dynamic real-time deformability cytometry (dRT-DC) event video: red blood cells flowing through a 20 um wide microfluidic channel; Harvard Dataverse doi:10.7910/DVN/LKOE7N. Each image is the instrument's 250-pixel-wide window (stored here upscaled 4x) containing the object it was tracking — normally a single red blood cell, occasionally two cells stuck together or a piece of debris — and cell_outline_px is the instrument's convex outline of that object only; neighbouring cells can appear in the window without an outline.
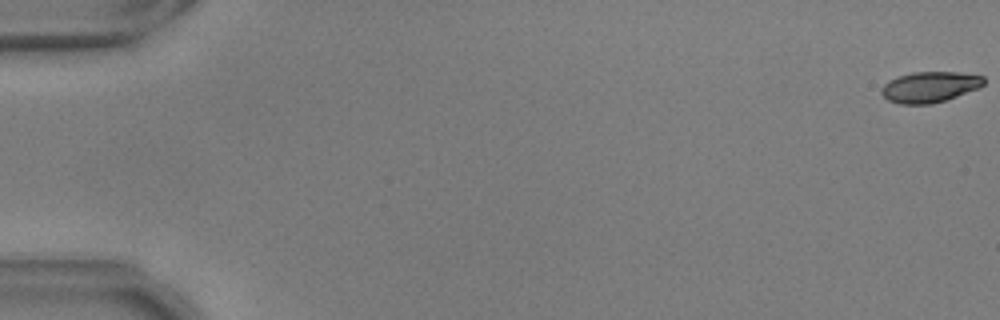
{"species": "common noctule bat (a hibernating species)", "species_latin": "Nyctalus noctula", "temperature_condition": "warm", "stored_images_in_passage": 56, "camera_frame_rate_fps": 3000, "um_per_image_px": 0.085, "animal": {"sex": "male", "body_mass_g": 17.9, "forearm_length_mm": 54.2}, "frame": {"image": 1, "passage_image": 1, "time_ms": 0.0, "image_size_px": [1000, 320], "cell_outline_px": [[984, 84], [980, 88], [932, 104], [900, 104], [888, 100], [880, 92], [880, 88], [888, 80], [912, 72], [956, 72], [984, 76]], "centroid_in_image_um": [79.02, 7.39], "position_along_channel_um": 6.0, "area_um2": 18.32}}
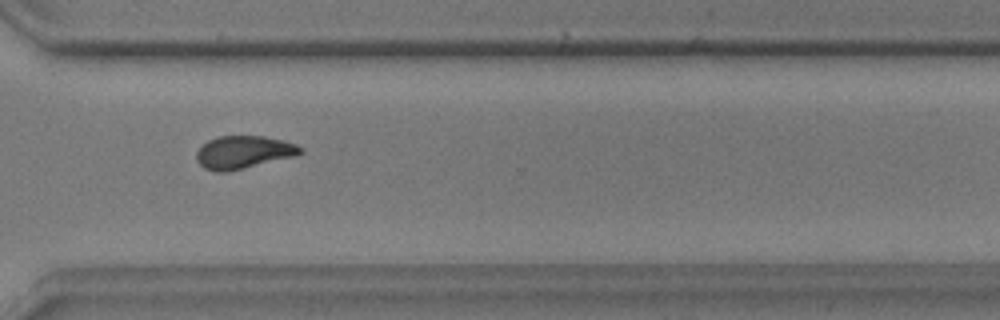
{"frame": {"image": 2, "passage_image": 42, "time_ms": 13.667, "image_size_px": [1000, 320], "cell_outline_px": [[304, 152], [296, 156], [244, 168], [224, 172], [216, 172], [204, 168], [196, 160], [196, 152], [208, 140], [220, 136], [264, 136], [284, 140], [296, 144], [304, 148]], "centroid_in_image_um": [20.73, 12.94], "position_along_channel_um": 349.9, "area_um2": 19.94}}
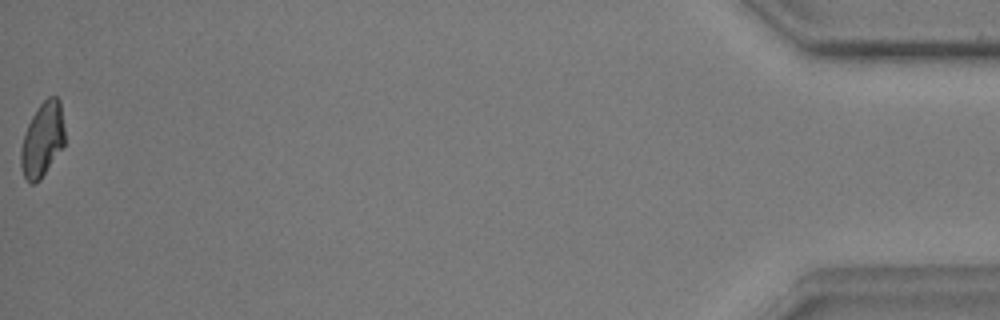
{"frame": {"image": 3, "passage_image": 56, "time_ms": 18.333, "image_size_px": [1000, 320], "cell_outline_px": [[64, 144], [40, 180], [32, 184], [28, 184], [24, 176], [20, 164], [20, 148], [28, 124], [32, 116], [40, 104], [48, 96], [56, 96], [60, 100], [64, 128]], "centroid_in_image_um": [3.59, 11.87], "position_along_channel_um": 431.6, "area_um2": 18.9}, "authors_computed_cell_mechanics": {"area_um2": 19.8254, "velocity_mm_per_s": 3.7113, "shape_relaxation_time_tau1_ms": 4.2582, "shape_relaxation_time_tau2_ms": 2.8124, "deformation_change_tau1": 0.1562, "deformation_change_tau2": 0.0925}}